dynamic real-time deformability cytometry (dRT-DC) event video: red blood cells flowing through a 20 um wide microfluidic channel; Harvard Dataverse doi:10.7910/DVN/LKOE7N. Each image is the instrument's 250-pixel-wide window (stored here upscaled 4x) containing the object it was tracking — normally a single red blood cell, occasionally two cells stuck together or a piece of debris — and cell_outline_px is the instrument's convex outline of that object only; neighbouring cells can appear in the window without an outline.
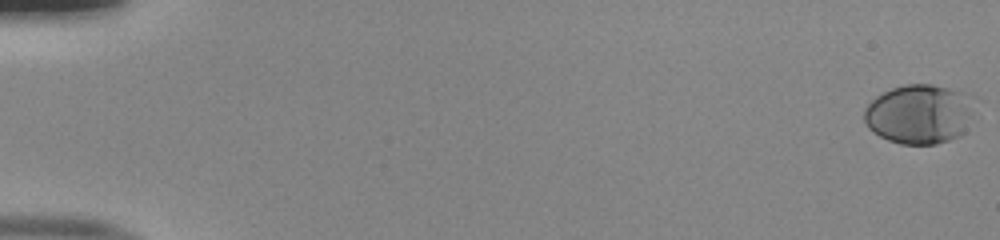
{"species": "human", "species_latin": "Homo sapiens", "temperature_condition": "room temperature", "stored_images_in_passage": 53, "camera_frame_rate_fps": 3000, "um_per_image_px": 0.085, "donor": {"sex": "male"}, "frame": {"image": 1, "passage_image": 1, "time_ms": 0.0, "image_size_px": [1000, 240], "cell_outline_px": [[972, 96], [964, 132], [960, 136], [936, 144], [900, 144], [888, 140], [872, 132], [868, 128], [864, 120], [864, 108], [876, 96], [892, 88], [904, 84], [932, 84], [964, 92]], "centroid_in_image_um": [78.07, 9.69], "position_along_channel_um": 6.9, "area_um2": 37.86}}
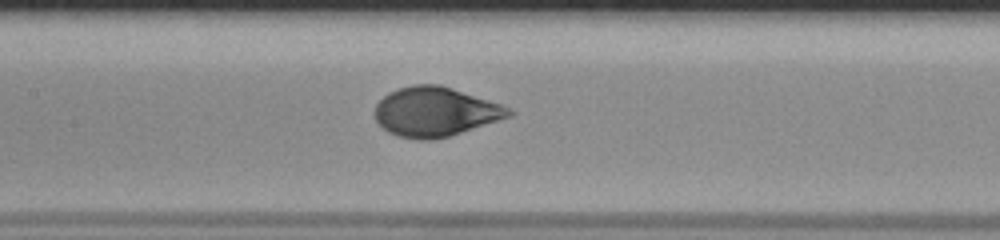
{"frame": {"image": 2, "passage_image": 27, "time_ms": 8.667, "image_size_px": [1000, 240], "cell_outline_px": [[516, 112], [512, 116], [448, 136], [432, 140], [416, 140], [396, 136], [388, 132], [376, 120], [376, 104], [388, 92], [412, 84], [440, 84], [500, 104]], "centroid_in_image_um": [36.99, 9.5], "position_along_channel_um": 170.4, "area_um2": 38.32}}
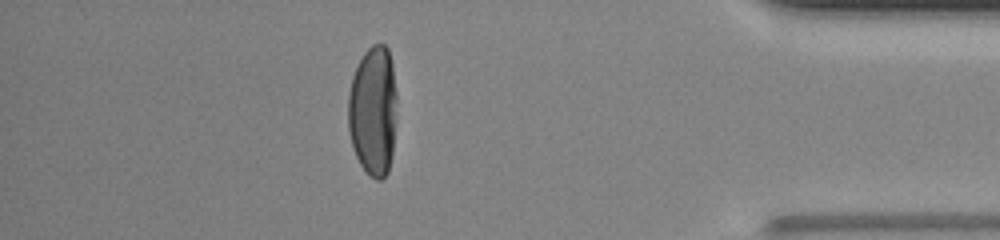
{"frame": {"image": 3, "passage_image": 47, "time_ms": 15.333, "image_size_px": [1000, 240], "cell_outline_px": [[396, 120], [392, 156], [388, 172], [380, 180], [376, 180], [360, 164], [356, 156], [352, 144], [348, 128], [348, 92], [352, 76], [364, 52], [372, 44], [384, 44], [388, 48], [392, 64], [396, 92]], "centroid_in_image_um": [31.72, 9.4], "position_along_channel_um": 403.5, "area_um2": 37.11}, "authors_computed_cell_mechanics": {"area_um2": 37.57, "velocity_mm_per_s": 4.0015, "shape_relaxation_time_tau1_ms": 3.8872, "shape_relaxation_time_tau2_ms": null, "deformation_change_tau1": 0.189, "deformation_change_tau2": null}}